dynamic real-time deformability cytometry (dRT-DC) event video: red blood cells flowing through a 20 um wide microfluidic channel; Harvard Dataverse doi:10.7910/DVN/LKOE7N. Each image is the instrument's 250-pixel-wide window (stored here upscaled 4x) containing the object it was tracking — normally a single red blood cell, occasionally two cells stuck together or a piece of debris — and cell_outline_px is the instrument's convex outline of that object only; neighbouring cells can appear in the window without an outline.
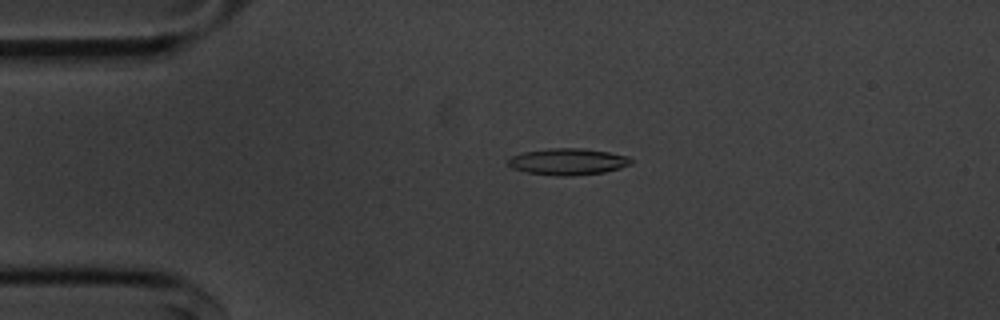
{"species": "common noctule bat (a hibernating species)", "species_latin": "Nyctalus noctula", "temperature_condition": "cold", "stored_images_in_passage": 55, "camera_frame_rate_fps": 3000, "um_per_image_px": 0.085, "animal": {"sex": "male", "body_mass_g": 20.1, "forearm_length_mm": 53.5}, "frame": {"image": 1, "passage_image": 12, "time_ms": 3.667, "image_size_px": [1000, 320], "cell_outline_px": [[632, 164], [620, 168], [604, 172], [572, 176], [556, 176], [528, 172], [512, 168], [504, 160], [512, 156], [524, 152], [552, 148], [580, 148], [608, 152], [628, 156], [632, 160]], "centroid_in_image_um": [48.26, 13.74], "position_along_channel_um": 36.7, "area_um2": 19.02}}
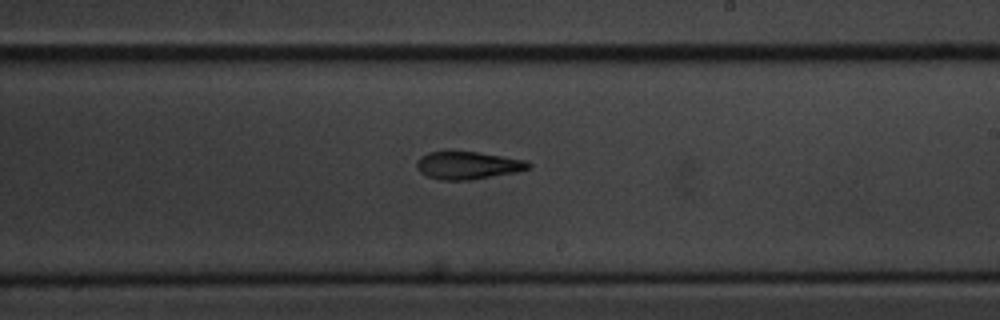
{"frame": {"image": 2, "passage_image": 32, "time_ms": 10.333, "image_size_px": [1000, 320], "cell_outline_px": [[532, 168], [516, 172], [472, 180], [440, 180], [428, 176], [420, 172], [416, 168], [416, 160], [420, 156], [428, 152], [476, 152], [528, 160], [532, 164]], "centroid_in_image_um": [39.79, 14.06], "position_along_channel_um": 249.2, "area_um2": 18.15}}
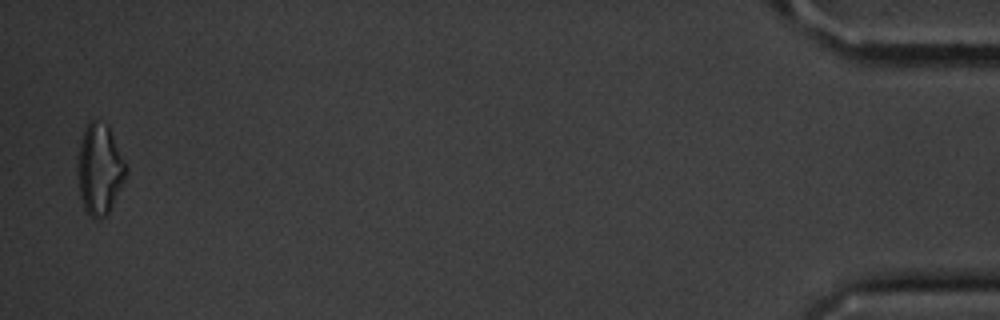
{"frame": {"image": 3, "passage_image": 54, "time_ms": 17.667, "image_size_px": [1000, 320], "cell_outline_px": [[128, 168], [124, 180], [108, 212], [104, 216], [96, 220], [88, 216], [84, 208], [80, 196], [76, 164], [80, 140], [84, 128], [92, 120], [96, 120], [108, 124]], "centroid_in_image_um": [8.44, 14.36], "position_along_channel_um": 426.8, "area_um2": 25.66}, "authors_computed_cell_mechanics": {"area_um2": 18.3226, "velocity_mm_per_s": 3.6412, "shape_relaxation_time_tau1_ms": 3.5658, "shape_relaxation_time_tau2_ms": 6.0738, "deformation_change_tau1": 0.1773, "deformation_change_tau2": 0.1815}}